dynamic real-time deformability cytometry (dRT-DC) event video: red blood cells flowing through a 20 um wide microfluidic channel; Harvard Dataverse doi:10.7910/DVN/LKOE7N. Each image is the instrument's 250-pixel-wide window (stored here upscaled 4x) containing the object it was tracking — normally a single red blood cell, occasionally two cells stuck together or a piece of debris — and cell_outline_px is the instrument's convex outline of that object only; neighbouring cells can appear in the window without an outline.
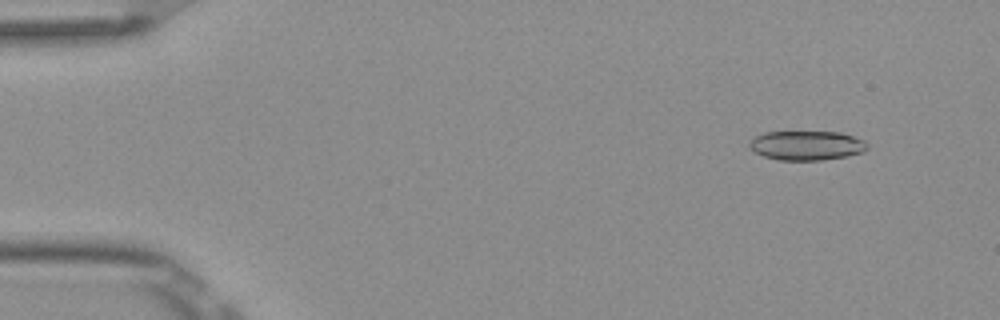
{"species": "Egyptian fruit bat (a non-hibernating species)", "species_latin": "Rousettus aegyptiacus", "temperature_condition": "room temperature", "stored_images_in_passage": 4, "camera_frame_rate_fps": 3000, "um_per_image_px": 0.085, "frame": {"image": 1, "passage_image": 2, "time_ms": 0.333, "image_size_px": [1000, 320], "cell_outline_px": [[868, 148], [864, 152], [848, 156], [820, 160], [780, 160], [764, 156], [752, 152], [748, 144], [756, 136], [764, 132], [840, 132], [864, 140], [868, 144]], "centroid_in_image_um": [68.57, 12.37], "position_along_channel_um": 16.4, "area_um2": 20.23}}
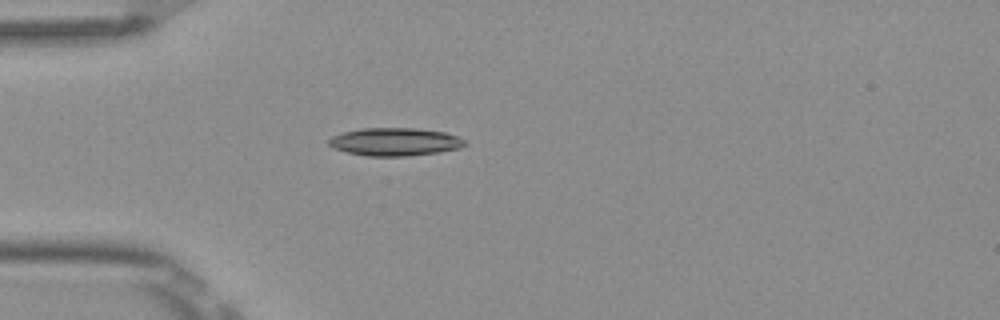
{"frame": {"image": 2, "passage_image": 4, "time_ms": 1.0, "image_size_px": [1000, 320], "cell_outline_px": [[468, 144], [460, 148], [440, 152], [408, 156], [368, 156], [348, 152], [332, 148], [328, 144], [328, 140], [332, 136], [344, 132], [364, 128], [416, 128], [444, 132], [456, 136], [464, 140]], "centroid_in_image_um": [33.57, 12.06], "position_along_channel_um": 51.4, "area_um2": 22.14}}